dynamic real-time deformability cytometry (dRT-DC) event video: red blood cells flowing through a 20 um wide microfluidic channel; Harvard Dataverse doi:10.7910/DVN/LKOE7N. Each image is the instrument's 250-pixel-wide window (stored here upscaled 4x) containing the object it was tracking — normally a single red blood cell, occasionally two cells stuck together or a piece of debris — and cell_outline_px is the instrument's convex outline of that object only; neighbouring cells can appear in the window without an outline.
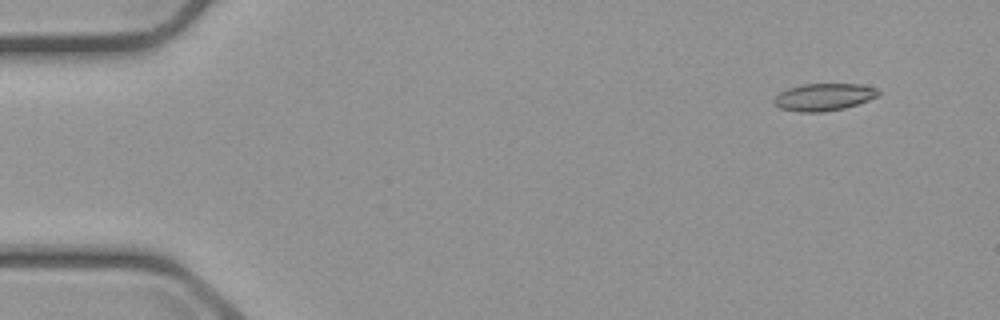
{"species": "common noctule bat (a hibernating species)", "species_latin": "Nyctalus noctula", "temperature_condition": "cold", "stored_images_in_passage": 3, "camera_frame_rate_fps": 3000, "um_per_image_px": 0.085, "animal": {"sex": "male", "body_mass_g": 23.1, "forearm_length_mm": 52.7}, "frame": {"image": 1, "passage_image": 1, "time_ms": 0.0, "image_size_px": [1000, 320], "cell_outline_px": [[880, 92], [876, 96], [868, 100], [844, 108], [820, 112], [800, 112], [780, 108], [772, 100], [780, 92], [788, 88], [804, 84], [860, 84], [876, 88]], "centroid_in_image_um": [70.0, 8.24], "position_along_channel_um": 15.0, "area_um2": 16.36}}
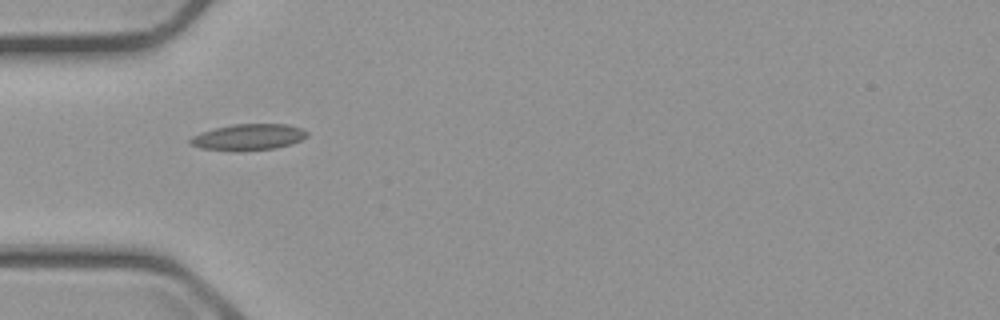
{"frame": {"image": 2, "passage_image": 2, "time_ms": 4.333, "image_size_px": [1000, 320], "cell_outline_px": [[308, 136], [292, 144], [276, 148], [240, 152], [236, 152], [200, 148], [192, 144], [188, 140], [192, 136], [200, 132], [232, 124], [288, 124], [300, 128], [308, 132]], "centroid_in_image_um": [21.11, 11.67], "position_along_channel_um": 63.9, "area_um2": 18.09}}
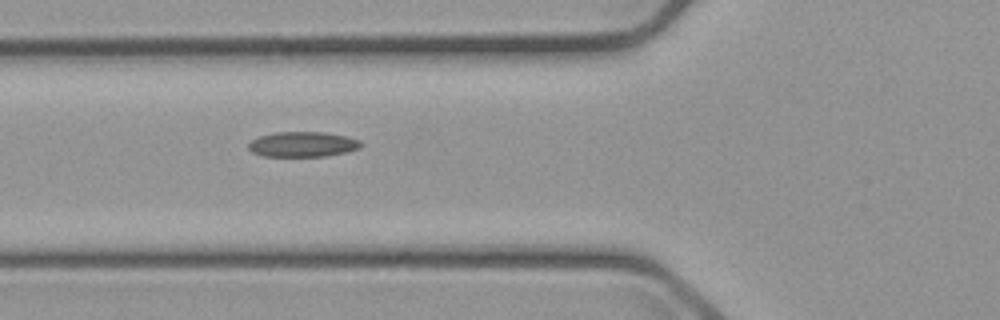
{"frame": {"image": 3, "passage_image": 3, "time_ms": 5.333, "image_size_px": [1000, 320], "cell_outline_px": [[364, 144], [360, 148], [348, 152], [324, 156], [260, 156], [252, 152], [248, 148], [248, 144], [252, 140], [260, 136], [276, 132], [324, 132], [344, 136], [360, 140]], "centroid_in_image_um": [25.74, 12.27], "position_along_channel_um": 100.1, "area_um2": 16.53}}